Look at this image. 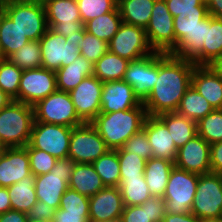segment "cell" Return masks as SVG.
<instances>
[{
	"label": "cell",
	"mask_w": 222,
	"mask_h": 222,
	"mask_svg": "<svg viewBox=\"0 0 222 222\" xmlns=\"http://www.w3.org/2000/svg\"><path fill=\"white\" fill-rule=\"evenodd\" d=\"M80 47V54L92 64H95L104 54L109 51L108 43L96 36L88 33L84 34V38Z\"/></svg>",
	"instance_id": "46"
},
{
	"label": "cell",
	"mask_w": 222,
	"mask_h": 222,
	"mask_svg": "<svg viewBox=\"0 0 222 222\" xmlns=\"http://www.w3.org/2000/svg\"><path fill=\"white\" fill-rule=\"evenodd\" d=\"M198 219L193 213H184V214H173L166 213L162 222H199Z\"/></svg>",
	"instance_id": "53"
},
{
	"label": "cell",
	"mask_w": 222,
	"mask_h": 222,
	"mask_svg": "<svg viewBox=\"0 0 222 222\" xmlns=\"http://www.w3.org/2000/svg\"><path fill=\"white\" fill-rule=\"evenodd\" d=\"M55 209L48 204L37 200L30 208L27 216L29 219L53 220Z\"/></svg>",
	"instance_id": "50"
},
{
	"label": "cell",
	"mask_w": 222,
	"mask_h": 222,
	"mask_svg": "<svg viewBox=\"0 0 222 222\" xmlns=\"http://www.w3.org/2000/svg\"><path fill=\"white\" fill-rule=\"evenodd\" d=\"M120 178L144 176L146 161L136 153L118 152Z\"/></svg>",
	"instance_id": "44"
},
{
	"label": "cell",
	"mask_w": 222,
	"mask_h": 222,
	"mask_svg": "<svg viewBox=\"0 0 222 222\" xmlns=\"http://www.w3.org/2000/svg\"><path fill=\"white\" fill-rule=\"evenodd\" d=\"M222 57V18L211 16L206 26L205 41L202 46V65H209L213 60Z\"/></svg>",
	"instance_id": "36"
},
{
	"label": "cell",
	"mask_w": 222,
	"mask_h": 222,
	"mask_svg": "<svg viewBox=\"0 0 222 222\" xmlns=\"http://www.w3.org/2000/svg\"><path fill=\"white\" fill-rule=\"evenodd\" d=\"M211 22V15H207L190 35H186L170 53L173 56L192 61L195 65H202V46L205 41L206 26Z\"/></svg>",
	"instance_id": "25"
},
{
	"label": "cell",
	"mask_w": 222,
	"mask_h": 222,
	"mask_svg": "<svg viewBox=\"0 0 222 222\" xmlns=\"http://www.w3.org/2000/svg\"><path fill=\"white\" fill-rule=\"evenodd\" d=\"M213 110V106L206 98L199 94L191 85L182 97L176 112L186 116L188 119L198 122Z\"/></svg>",
	"instance_id": "34"
},
{
	"label": "cell",
	"mask_w": 222,
	"mask_h": 222,
	"mask_svg": "<svg viewBox=\"0 0 222 222\" xmlns=\"http://www.w3.org/2000/svg\"><path fill=\"white\" fill-rule=\"evenodd\" d=\"M44 7L48 27L65 38L85 28L76 0H49Z\"/></svg>",
	"instance_id": "14"
},
{
	"label": "cell",
	"mask_w": 222,
	"mask_h": 222,
	"mask_svg": "<svg viewBox=\"0 0 222 222\" xmlns=\"http://www.w3.org/2000/svg\"><path fill=\"white\" fill-rule=\"evenodd\" d=\"M195 64L170 53L158 52V79L143 102L147 115L176 112L186 90L191 86Z\"/></svg>",
	"instance_id": "1"
},
{
	"label": "cell",
	"mask_w": 222,
	"mask_h": 222,
	"mask_svg": "<svg viewBox=\"0 0 222 222\" xmlns=\"http://www.w3.org/2000/svg\"><path fill=\"white\" fill-rule=\"evenodd\" d=\"M199 222H222V216L217 218L200 219Z\"/></svg>",
	"instance_id": "59"
},
{
	"label": "cell",
	"mask_w": 222,
	"mask_h": 222,
	"mask_svg": "<svg viewBox=\"0 0 222 222\" xmlns=\"http://www.w3.org/2000/svg\"><path fill=\"white\" fill-rule=\"evenodd\" d=\"M5 59L4 55H3V52L1 50V47H0V63Z\"/></svg>",
	"instance_id": "62"
},
{
	"label": "cell",
	"mask_w": 222,
	"mask_h": 222,
	"mask_svg": "<svg viewBox=\"0 0 222 222\" xmlns=\"http://www.w3.org/2000/svg\"><path fill=\"white\" fill-rule=\"evenodd\" d=\"M60 209L73 214H89V197L68 188L60 200Z\"/></svg>",
	"instance_id": "48"
},
{
	"label": "cell",
	"mask_w": 222,
	"mask_h": 222,
	"mask_svg": "<svg viewBox=\"0 0 222 222\" xmlns=\"http://www.w3.org/2000/svg\"><path fill=\"white\" fill-rule=\"evenodd\" d=\"M211 172L222 174V141L210 145Z\"/></svg>",
	"instance_id": "51"
},
{
	"label": "cell",
	"mask_w": 222,
	"mask_h": 222,
	"mask_svg": "<svg viewBox=\"0 0 222 222\" xmlns=\"http://www.w3.org/2000/svg\"><path fill=\"white\" fill-rule=\"evenodd\" d=\"M57 90L56 72L40 67L23 70L18 102L34 106L39 100L46 98Z\"/></svg>",
	"instance_id": "15"
},
{
	"label": "cell",
	"mask_w": 222,
	"mask_h": 222,
	"mask_svg": "<svg viewBox=\"0 0 222 222\" xmlns=\"http://www.w3.org/2000/svg\"><path fill=\"white\" fill-rule=\"evenodd\" d=\"M143 129L151 145L153 157L165 159L175 164L178 149L166 125L157 116L148 115Z\"/></svg>",
	"instance_id": "22"
},
{
	"label": "cell",
	"mask_w": 222,
	"mask_h": 222,
	"mask_svg": "<svg viewBox=\"0 0 222 222\" xmlns=\"http://www.w3.org/2000/svg\"><path fill=\"white\" fill-rule=\"evenodd\" d=\"M68 188L91 197L104 189L105 185L92 164L75 163Z\"/></svg>",
	"instance_id": "26"
},
{
	"label": "cell",
	"mask_w": 222,
	"mask_h": 222,
	"mask_svg": "<svg viewBox=\"0 0 222 222\" xmlns=\"http://www.w3.org/2000/svg\"><path fill=\"white\" fill-rule=\"evenodd\" d=\"M166 211L163 197L147 199L142 205L124 206L120 222H162Z\"/></svg>",
	"instance_id": "24"
},
{
	"label": "cell",
	"mask_w": 222,
	"mask_h": 222,
	"mask_svg": "<svg viewBox=\"0 0 222 222\" xmlns=\"http://www.w3.org/2000/svg\"><path fill=\"white\" fill-rule=\"evenodd\" d=\"M34 122L75 127L84 122L78 117L69 92L56 90L34 106Z\"/></svg>",
	"instance_id": "7"
},
{
	"label": "cell",
	"mask_w": 222,
	"mask_h": 222,
	"mask_svg": "<svg viewBox=\"0 0 222 222\" xmlns=\"http://www.w3.org/2000/svg\"><path fill=\"white\" fill-rule=\"evenodd\" d=\"M173 167L174 163L161 158L146 161L144 177L152 196L163 197Z\"/></svg>",
	"instance_id": "29"
},
{
	"label": "cell",
	"mask_w": 222,
	"mask_h": 222,
	"mask_svg": "<svg viewBox=\"0 0 222 222\" xmlns=\"http://www.w3.org/2000/svg\"><path fill=\"white\" fill-rule=\"evenodd\" d=\"M147 116L142 103L126 111L99 113L90 123L105 141L106 146L116 150L143 128Z\"/></svg>",
	"instance_id": "2"
},
{
	"label": "cell",
	"mask_w": 222,
	"mask_h": 222,
	"mask_svg": "<svg viewBox=\"0 0 222 222\" xmlns=\"http://www.w3.org/2000/svg\"><path fill=\"white\" fill-rule=\"evenodd\" d=\"M191 85L214 109H222V80L208 65H195Z\"/></svg>",
	"instance_id": "23"
},
{
	"label": "cell",
	"mask_w": 222,
	"mask_h": 222,
	"mask_svg": "<svg viewBox=\"0 0 222 222\" xmlns=\"http://www.w3.org/2000/svg\"><path fill=\"white\" fill-rule=\"evenodd\" d=\"M145 31L154 52L171 53L175 49L174 19L165 0H155Z\"/></svg>",
	"instance_id": "10"
},
{
	"label": "cell",
	"mask_w": 222,
	"mask_h": 222,
	"mask_svg": "<svg viewBox=\"0 0 222 222\" xmlns=\"http://www.w3.org/2000/svg\"><path fill=\"white\" fill-rule=\"evenodd\" d=\"M102 86L103 82L92 75L69 92L75 111L84 123H90L100 113Z\"/></svg>",
	"instance_id": "17"
},
{
	"label": "cell",
	"mask_w": 222,
	"mask_h": 222,
	"mask_svg": "<svg viewBox=\"0 0 222 222\" xmlns=\"http://www.w3.org/2000/svg\"><path fill=\"white\" fill-rule=\"evenodd\" d=\"M4 148H5V147L0 143V155L2 154Z\"/></svg>",
	"instance_id": "63"
},
{
	"label": "cell",
	"mask_w": 222,
	"mask_h": 222,
	"mask_svg": "<svg viewBox=\"0 0 222 222\" xmlns=\"http://www.w3.org/2000/svg\"><path fill=\"white\" fill-rule=\"evenodd\" d=\"M118 188L121 191L124 206L142 205L152 197L144 176L120 178Z\"/></svg>",
	"instance_id": "37"
},
{
	"label": "cell",
	"mask_w": 222,
	"mask_h": 222,
	"mask_svg": "<svg viewBox=\"0 0 222 222\" xmlns=\"http://www.w3.org/2000/svg\"><path fill=\"white\" fill-rule=\"evenodd\" d=\"M191 213L198 219L222 216L221 174L210 172L199 175Z\"/></svg>",
	"instance_id": "11"
},
{
	"label": "cell",
	"mask_w": 222,
	"mask_h": 222,
	"mask_svg": "<svg viewBox=\"0 0 222 222\" xmlns=\"http://www.w3.org/2000/svg\"><path fill=\"white\" fill-rule=\"evenodd\" d=\"M117 152L136 153L145 160L153 157L151 145L143 128L131 136L121 148L117 149Z\"/></svg>",
	"instance_id": "47"
},
{
	"label": "cell",
	"mask_w": 222,
	"mask_h": 222,
	"mask_svg": "<svg viewBox=\"0 0 222 222\" xmlns=\"http://www.w3.org/2000/svg\"><path fill=\"white\" fill-rule=\"evenodd\" d=\"M167 127L177 149L197 135V122L177 112L162 113L157 116Z\"/></svg>",
	"instance_id": "28"
},
{
	"label": "cell",
	"mask_w": 222,
	"mask_h": 222,
	"mask_svg": "<svg viewBox=\"0 0 222 222\" xmlns=\"http://www.w3.org/2000/svg\"><path fill=\"white\" fill-rule=\"evenodd\" d=\"M109 148L91 123L72 128L68 157L75 163L92 164Z\"/></svg>",
	"instance_id": "9"
},
{
	"label": "cell",
	"mask_w": 222,
	"mask_h": 222,
	"mask_svg": "<svg viewBox=\"0 0 222 222\" xmlns=\"http://www.w3.org/2000/svg\"><path fill=\"white\" fill-rule=\"evenodd\" d=\"M221 190H222V174H221Z\"/></svg>",
	"instance_id": "65"
},
{
	"label": "cell",
	"mask_w": 222,
	"mask_h": 222,
	"mask_svg": "<svg viewBox=\"0 0 222 222\" xmlns=\"http://www.w3.org/2000/svg\"><path fill=\"white\" fill-rule=\"evenodd\" d=\"M205 2L209 15L222 18V0H206Z\"/></svg>",
	"instance_id": "55"
},
{
	"label": "cell",
	"mask_w": 222,
	"mask_h": 222,
	"mask_svg": "<svg viewBox=\"0 0 222 222\" xmlns=\"http://www.w3.org/2000/svg\"><path fill=\"white\" fill-rule=\"evenodd\" d=\"M169 12L173 17L179 12L197 11V6H207L205 0H165Z\"/></svg>",
	"instance_id": "49"
},
{
	"label": "cell",
	"mask_w": 222,
	"mask_h": 222,
	"mask_svg": "<svg viewBox=\"0 0 222 222\" xmlns=\"http://www.w3.org/2000/svg\"><path fill=\"white\" fill-rule=\"evenodd\" d=\"M35 121L32 105L12 100L0 110V143L5 147H25Z\"/></svg>",
	"instance_id": "3"
},
{
	"label": "cell",
	"mask_w": 222,
	"mask_h": 222,
	"mask_svg": "<svg viewBox=\"0 0 222 222\" xmlns=\"http://www.w3.org/2000/svg\"><path fill=\"white\" fill-rule=\"evenodd\" d=\"M158 79V52L129 62L123 81L127 82L143 103Z\"/></svg>",
	"instance_id": "16"
},
{
	"label": "cell",
	"mask_w": 222,
	"mask_h": 222,
	"mask_svg": "<svg viewBox=\"0 0 222 222\" xmlns=\"http://www.w3.org/2000/svg\"><path fill=\"white\" fill-rule=\"evenodd\" d=\"M5 0H0V6H1V4L4 2Z\"/></svg>",
	"instance_id": "64"
},
{
	"label": "cell",
	"mask_w": 222,
	"mask_h": 222,
	"mask_svg": "<svg viewBox=\"0 0 222 222\" xmlns=\"http://www.w3.org/2000/svg\"><path fill=\"white\" fill-rule=\"evenodd\" d=\"M93 75V64L85 57H78L71 64L56 71L57 90L70 92L84 78Z\"/></svg>",
	"instance_id": "27"
},
{
	"label": "cell",
	"mask_w": 222,
	"mask_h": 222,
	"mask_svg": "<svg viewBox=\"0 0 222 222\" xmlns=\"http://www.w3.org/2000/svg\"><path fill=\"white\" fill-rule=\"evenodd\" d=\"M118 7L111 12L91 19L84 24L86 31L109 43L122 24Z\"/></svg>",
	"instance_id": "35"
},
{
	"label": "cell",
	"mask_w": 222,
	"mask_h": 222,
	"mask_svg": "<svg viewBox=\"0 0 222 222\" xmlns=\"http://www.w3.org/2000/svg\"><path fill=\"white\" fill-rule=\"evenodd\" d=\"M130 61L110 51L93 64V75L103 83L122 80Z\"/></svg>",
	"instance_id": "33"
},
{
	"label": "cell",
	"mask_w": 222,
	"mask_h": 222,
	"mask_svg": "<svg viewBox=\"0 0 222 222\" xmlns=\"http://www.w3.org/2000/svg\"><path fill=\"white\" fill-rule=\"evenodd\" d=\"M30 1H34V2L41 3V4H45L49 0H30Z\"/></svg>",
	"instance_id": "61"
},
{
	"label": "cell",
	"mask_w": 222,
	"mask_h": 222,
	"mask_svg": "<svg viewBox=\"0 0 222 222\" xmlns=\"http://www.w3.org/2000/svg\"><path fill=\"white\" fill-rule=\"evenodd\" d=\"M141 104L127 82L119 80L103 83L100 113L126 111Z\"/></svg>",
	"instance_id": "21"
},
{
	"label": "cell",
	"mask_w": 222,
	"mask_h": 222,
	"mask_svg": "<svg viewBox=\"0 0 222 222\" xmlns=\"http://www.w3.org/2000/svg\"><path fill=\"white\" fill-rule=\"evenodd\" d=\"M109 51L128 61L154 53L144 28L122 22L108 43Z\"/></svg>",
	"instance_id": "13"
},
{
	"label": "cell",
	"mask_w": 222,
	"mask_h": 222,
	"mask_svg": "<svg viewBox=\"0 0 222 222\" xmlns=\"http://www.w3.org/2000/svg\"><path fill=\"white\" fill-rule=\"evenodd\" d=\"M13 99L0 89V110L6 107Z\"/></svg>",
	"instance_id": "58"
},
{
	"label": "cell",
	"mask_w": 222,
	"mask_h": 222,
	"mask_svg": "<svg viewBox=\"0 0 222 222\" xmlns=\"http://www.w3.org/2000/svg\"><path fill=\"white\" fill-rule=\"evenodd\" d=\"M86 29L77 31V35L65 38L51 28L39 39L42 62L41 67L57 71L61 67L68 66L81 56L80 45L82 44Z\"/></svg>",
	"instance_id": "4"
},
{
	"label": "cell",
	"mask_w": 222,
	"mask_h": 222,
	"mask_svg": "<svg viewBox=\"0 0 222 222\" xmlns=\"http://www.w3.org/2000/svg\"><path fill=\"white\" fill-rule=\"evenodd\" d=\"M92 165L105 187H118L120 184V164L118 152L109 149L104 155L95 160Z\"/></svg>",
	"instance_id": "38"
},
{
	"label": "cell",
	"mask_w": 222,
	"mask_h": 222,
	"mask_svg": "<svg viewBox=\"0 0 222 222\" xmlns=\"http://www.w3.org/2000/svg\"><path fill=\"white\" fill-rule=\"evenodd\" d=\"M35 176L33 174L23 178L19 182L7 187L12 210L28 213L37 202L35 189Z\"/></svg>",
	"instance_id": "31"
},
{
	"label": "cell",
	"mask_w": 222,
	"mask_h": 222,
	"mask_svg": "<svg viewBox=\"0 0 222 222\" xmlns=\"http://www.w3.org/2000/svg\"><path fill=\"white\" fill-rule=\"evenodd\" d=\"M208 66H209V67L218 75V77L222 80V57L213 60Z\"/></svg>",
	"instance_id": "57"
},
{
	"label": "cell",
	"mask_w": 222,
	"mask_h": 222,
	"mask_svg": "<svg viewBox=\"0 0 222 222\" xmlns=\"http://www.w3.org/2000/svg\"><path fill=\"white\" fill-rule=\"evenodd\" d=\"M29 155L30 169L34 176L51 172L57 159L47 152L33 148L29 143L26 145Z\"/></svg>",
	"instance_id": "45"
},
{
	"label": "cell",
	"mask_w": 222,
	"mask_h": 222,
	"mask_svg": "<svg viewBox=\"0 0 222 222\" xmlns=\"http://www.w3.org/2000/svg\"><path fill=\"white\" fill-rule=\"evenodd\" d=\"M29 41L0 7V47L4 57L8 58Z\"/></svg>",
	"instance_id": "32"
},
{
	"label": "cell",
	"mask_w": 222,
	"mask_h": 222,
	"mask_svg": "<svg viewBox=\"0 0 222 222\" xmlns=\"http://www.w3.org/2000/svg\"><path fill=\"white\" fill-rule=\"evenodd\" d=\"M8 59L22 70L40 68L42 62L40 42L29 41Z\"/></svg>",
	"instance_id": "40"
},
{
	"label": "cell",
	"mask_w": 222,
	"mask_h": 222,
	"mask_svg": "<svg viewBox=\"0 0 222 222\" xmlns=\"http://www.w3.org/2000/svg\"><path fill=\"white\" fill-rule=\"evenodd\" d=\"M53 222H89V214H73L58 208L54 212Z\"/></svg>",
	"instance_id": "52"
},
{
	"label": "cell",
	"mask_w": 222,
	"mask_h": 222,
	"mask_svg": "<svg viewBox=\"0 0 222 222\" xmlns=\"http://www.w3.org/2000/svg\"><path fill=\"white\" fill-rule=\"evenodd\" d=\"M155 0H118V9L124 23L146 29Z\"/></svg>",
	"instance_id": "30"
},
{
	"label": "cell",
	"mask_w": 222,
	"mask_h": 222,
	"mask_svg": "<svg viewBox=\"0 0 222 222\" xmlns=\"http://www.w3.org/2000/svg\"><path fill=\"white\" fill-rule=\"evenodd\" d=\"M174 165L198 175L210 173V144L197 134L177 150Z\"/></svg>",
	"instance_id": "18"
},
{
	"label": "cell",
	"mask_w": 222,
	"mask_h": 222,
	"mask_svg": "<svg viewBox=\"0 0 222 222\" xmlns=\"http://www.w3.org/2000/svg\"><path fill=\"white\" fill-rule=\"evenodd\" d=\"M23 70L14 65L8 58L0 63V89L18 101L20 79Z\"/></svg>",
	"instance_id": "42"
},
{
	"label": "cell",
	"mask_w": 222,
	"mask_h": 222,
	"mask_svg": "<svg viewBox=\"0 0 222 222\" xmlns=\"http://www.w3.org/2000/svg\"><path fill=\"white\" fill-rule=\"evenodd\" d=\"M124 209L118 187H105L89 197V222L119 221Z\"/></svg>",
	"instance_id": "19"
},
{
	"label": "cell",
	"mask_w": 222,
	"mask_h": 222,
	"mask_svg": "<svg viewBox=\"0 0 222 222\" xmlns=\"http://www.w3.org/2000/svg\"><path fill=\"white\" fill-rule=\"evenodd\" d=\"M207 15V6H197V11L179 12L178 16L173 17L175 47L186 35H190Z\"/></svg>",
	"instance_id": "39"
},
{
	"label": "cell",
	"mask_w": 222,
	"mask_h": 222,
	"mask_svg": "<svg viewBox=\"0 0 222 222\" xmlns=\"http://www.w3.org/2000/svg\"><path fill=\"white\" fill-rule=\"evenodd\" d=\"M75 162L68 158L57 159L51 172L35 176L37 199L57 210L60 200L68 189Z\"/></svg>",
	"instance_id": "8"
},
{
	"label": "cell",
	"mask_w": 222,
	"mask_h": 222,
	"mask_svg": "<svg viewBox=\"0 0 222 222\" xmlns=\"http://www.w3.org/2000/svg\"><path fill=\"white\" fill-rule=\"evenodd\" d=\"M72 127L34 122L29 144L56 159L68 158Z\"/></svg>",
	"instance_id": "12"
},
{
	"label": "cell",
	"mask_w": 222,
	"mask_h": 222,
	"mask_svg": "<svg viewBox=\"0 0 222 222\" xmlns=\"http://www.w3.org/2000/svg\"><path fill=\"white\" fill-rule=\"evenodd\" d=\"M197 134L210 145L222 141V109H214L200 119Z\"/></svg>",
	"instance_id": "41"
},
{
	"label": "cell",
	"mask_w": 222,
	"mask_h": 222,
	"mask_svg": "<svg viewBox=\"0 0 222 222\" xmlns=\"http://www.w3.org/2000/svg\"><path fill=\"white\" fill-rule=\"evenodd\" d=\"M0 7L30 41H39L49 28L44 4L30 0H5Z\"/></svg>",
	"instance_id": "5"
},
{
	"label": "cell",
	"mask_w": 222,
	"mask_h": 222,
	"mask_svg": "<svg viewBox=\"0 0 222 222\" xmlns=\"http://www.w3.org/2000/svg\"><path fill=\"white\" fill-rule=\"evenodd\" d=\"M198 180V174L190 173L174 165L163 195L167 213H191Z\"/></svg>",
	"instance_id": "6"
},
{
	"label": "cell",
	"mask_w": 222,
	"mask_h": 222,
	"mask_svg": "<svg viewBox=\"0 0 222 222\" xmlns=\"http://www.w3.org/2000/svg\"><path fill=\"white\" fill-rule=\"evenodd\" d=\"M12 210L8 189L0 187V214Z\"/></svg>",
	"instance_id": "56"
},
{
	"label": "cell",
	"mask_w": 222,
	"mask_h": 222,
	"mask_svg": "<svg viewBox=\"0 0 222 222\" xmlns=\"http://www.w3.org/2000/svg\"><path fill=\"white\" fill-rule=\"evenodd\" d=\"M81 15V21L85 24L91 19L114 11L118 0H76Z\"/></svg>",
	"instance_id": "43"
},
{
	"label": "cell",
	"mask_w": 222,
	"mask_h": 222,
	"mask_svg": "<svg viewBox=\"0 0 222 222\" xmlns=\"http://www.w3.org/2000/svg\"><path fill=\"white\" fill-rule=\"evenodd\" d=\"M28 222H53V221L52 220H42V219H38V220L29 219Z\"/></svg>",
	"instance_id": "60"
},
{
	"label": "cell",
	"mask_w": 222,
	"mask_h": 222,
	"mask_svg": "<svg viewBox=\"0 0 222 222\" xmlns=\"http://www.w3.org/2000/svg\"><path fill=\"white\" fill-rule=\"evenodd\" d=\"M29 218L26 213L9 210L0 214V222H28Z\"/></svg>",
	"instance_id": "54"
},
{
	"label": "cell",
	"mask_w": 222,
	"mask_h": 222,
	"mask_svg": "<svg viewBox=\"0 0 222 222\" xmlns=\"http://www.w3.org/2000/svg\"><path fill=\"white\" fill-rule=\"evenodd\" d=\"M31 174L26 146L4 148L0 155V187H10Z\"/></svg>",
	"instance_id": "20"
}]
</instances>
